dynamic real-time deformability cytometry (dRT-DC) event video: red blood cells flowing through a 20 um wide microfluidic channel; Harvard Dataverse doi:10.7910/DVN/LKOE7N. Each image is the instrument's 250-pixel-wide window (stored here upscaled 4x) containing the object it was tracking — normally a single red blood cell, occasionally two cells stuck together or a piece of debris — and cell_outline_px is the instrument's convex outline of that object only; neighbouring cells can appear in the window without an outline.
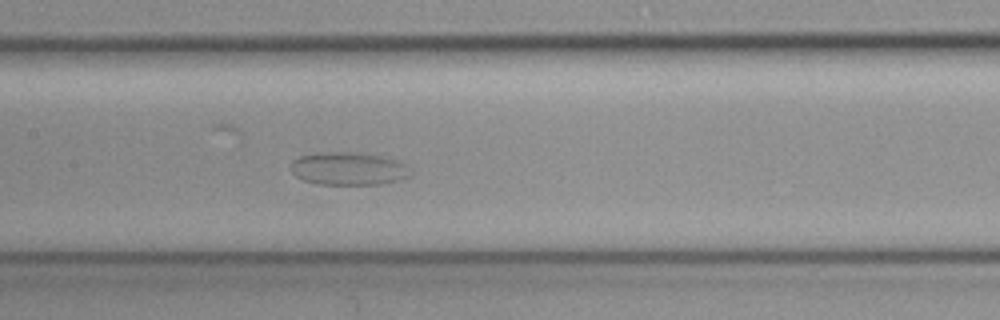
{"species": "common noctule bat (a hibernating species)", "species_latin": "Nyctalus noctula", "temperature_condition": "cold", "stored_images_in_passage": 31, "camera_frame_rate_fps": 3000, "um_per_image_px": 0.085, "animal": {"sex": "female", "body_mass_g": 19.3, "forearm_length_mm": 54.1}, "frame": {"image": 1, "passage_image": 18, "time_ms": 5.667, "image_size_px": [1000, 320], "cell_outline_px": [[408, 176], [400, 180], [380, 184], [320, 184], [304, 180], [296, 176], [292, 172], [292, 160], [300, 156], [324, 152], [356, 152], [376, 156], [392, 160], [404, 164]], "centroid_in_image_um": [29.54, 14.34], "position_along_channel_um": 177.9, "area_um2": 22.25}}
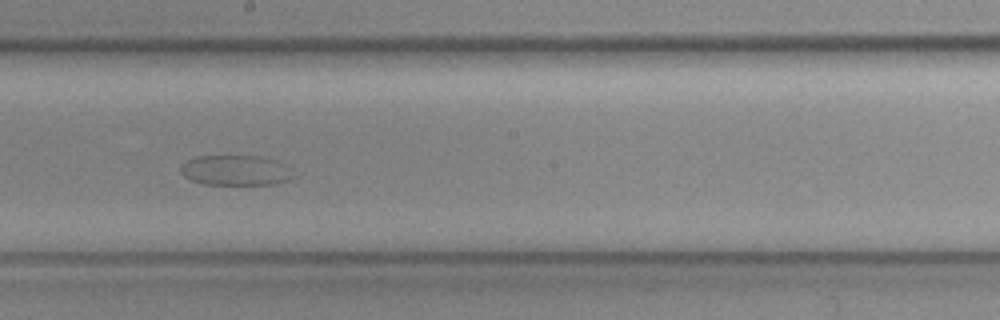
{"frame": {"image": 2, "passage_image": 22, "time_ms": 7.0, "image_size_px": [1000, 320], "cell_outline_px": [[288, 180], [272, 184], [204, 184], [192, 180], [184, 176], [180, 172], [180, 164], [196, 156], [260, 156], [276, 160], [284, 164]], "centroid_in_image_um": [19.89, 14.46], "position_along_channel_um": 228.3, "area_um2": 19.31}}